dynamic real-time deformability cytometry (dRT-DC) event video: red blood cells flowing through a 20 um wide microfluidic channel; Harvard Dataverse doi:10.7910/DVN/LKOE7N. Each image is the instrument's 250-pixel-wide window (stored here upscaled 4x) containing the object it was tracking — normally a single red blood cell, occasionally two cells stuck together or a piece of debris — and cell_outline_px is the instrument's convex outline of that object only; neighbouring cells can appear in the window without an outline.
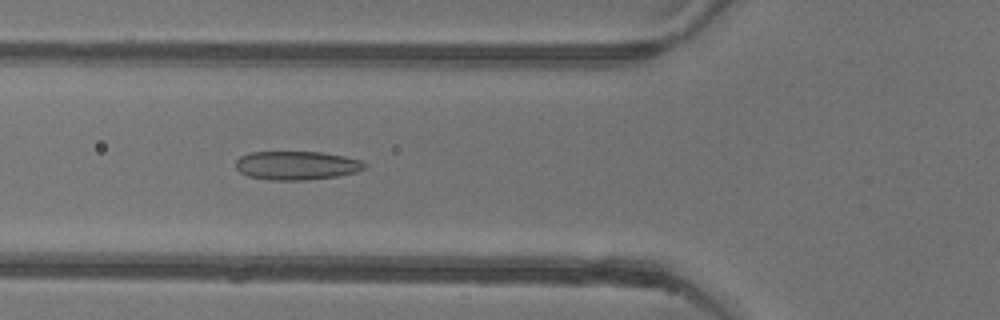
{"species": "common noctule bat (a hibernating species)", "species_latin": "Nyctalus noctula", "temperature_condition": "warm", "stored_images_in_passage": 52, "camera_frame_rate_fps": 3000, "um_per_image_px": 0.085, "animal": {"sex": "female"}, "frame": {"image": 1, "passage_image": 19, "time_ms": 6.0, "image_size_px": [1000, 320], "cell_outline_px": [[368, 168], [356, 172], [336, 176], [304, 180], [268, 180], [248, 176], [240, 172], [236, 168], [236, 160], [240, 156], [248, 152], [324, 152], [344, 156], [360, 160], [368, 164]], "centroid_in_image_um": [25.23, 14.06], "position_along_channel_um": 100.6, "area_um2": 21.73}}
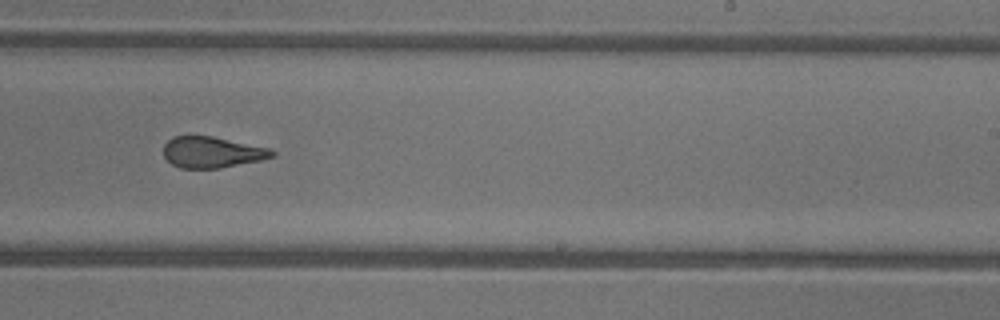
{"frame": {"image": 2, "passage_image": 32, "time_ms": 10.333, "image_size_px": [1000, 320], "cell_outline_px": [[276, 156], [260, 160], [220, 168], [180, 168], [172, 164], [164, 156], [164, 144], [172, 136], [212, 136], [268, 148], [276, 152]], "centroid_in_image_um": [18.01, 12.94], "position_along_channel_um": 271.0, "area_um2": 19.54}}
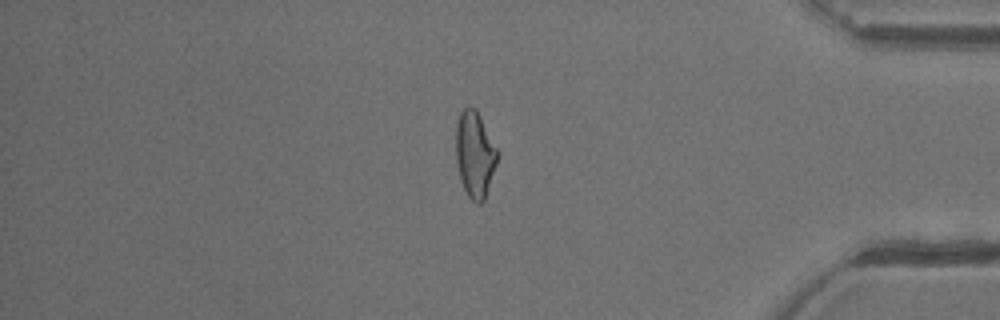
{"frame": {"image": 3, "passage_image": 44, "time_ms": 14.333, "image_size_px": [1000, 320], "cell_outline_px": [[500, 152], [484, 200], [480, 204], [476, 204], [468, 196], [460, 180], [456, 160], [456, 124], [460, 112], [468, 104], [476, 108]], "centroid_in_image_um": [40.36, 13.08], "position_along_channel_um": 394.8, "area_um2": 21.1}, "authors_computed_cell_mechanics": {"area_um2": 21.4438, "velocity_mm_per_s": 3.9221, "shape_relaxation_time_tau1_ms": null, "shape_relaxation_time_tau2_ms": 1.5342, "deformation_change_tau1": null, "deformation_change_tau2": 0.0976}}